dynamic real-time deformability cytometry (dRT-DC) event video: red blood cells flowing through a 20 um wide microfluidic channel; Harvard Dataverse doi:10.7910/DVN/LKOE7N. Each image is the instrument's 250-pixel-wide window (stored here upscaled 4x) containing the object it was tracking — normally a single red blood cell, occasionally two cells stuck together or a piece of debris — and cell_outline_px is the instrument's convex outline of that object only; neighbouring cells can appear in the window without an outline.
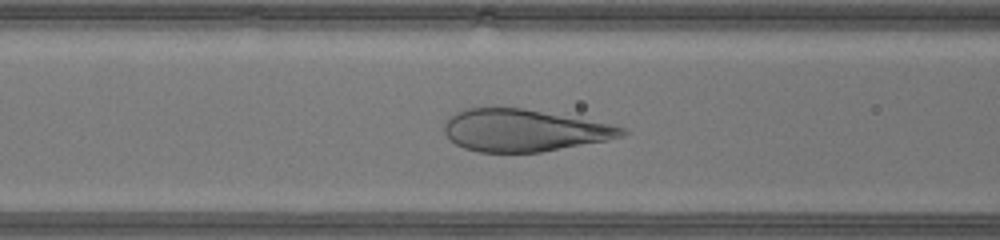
{"species": "human", "species_latin": "Homo sapiens", "temperature_condition": "warm", "stored_images_in_passage": 36, "camera_frame_rate_fps": 3000, "um_per_image_px": 0.085, "donor": {"sex": "male"}, "frame": {"image": 1, "passage_image": 17, "time_ms": 5.333, "image_size_px": [1000, 240], "cell_outline_px": [[628, 132], [624, 136], [608, 140], [540, 152], [480, 152], [464, 148], [456, 144], [444, 132], [444, 120], [448, 116], [460, 108], [524, 108], [608, 124], [624, 128]], "centroid_in_image_um": [44.47, 11.08], "position_along_channel_um": 122.1, "area_um2": 43.41}}
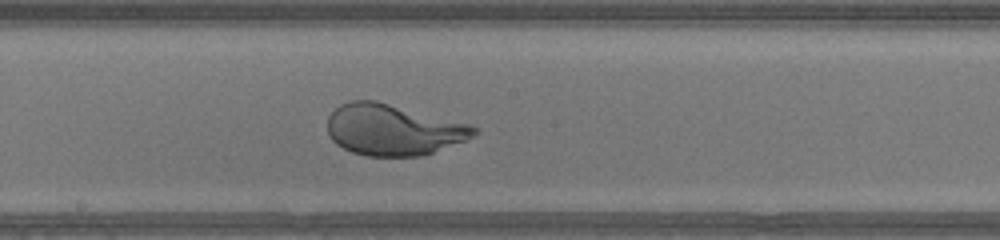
{"frame": {"image": 2, "passage_image": 23, "time_ms": 7.333, "image_size_px": [1000, 240], "cell_outline_px": [[480, 132], [464, 140], [432, 152], [420, 156], [368, 156], [352, 152], [336, 144], [332, 140], [328, 132], [328, 116], [340, 104], [352, 100], [376, 100], [468, 124], [480, 128]], "centroid_in_image_um": [33.39, 11.02], "position_along_channel_um": 214.8, "area_um2": 43.29}}
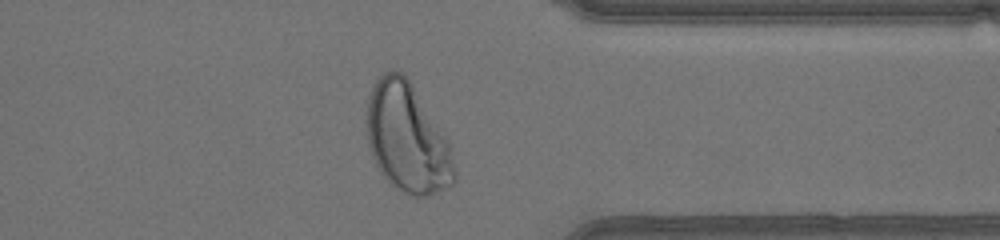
{"frame": {"image": 3, "passage_image": 34, "time_ms": 11.0, "image_size_px": [1000, 240], "cell_outline_px": [[456, 180], [452, 184], [428, 196], [412, 196], [404, 192], [392, 184], [380, 172], [372, 156], [368, 144], [368, 96], [372, 84], [384, 72], [396, 68], [408, 76], [448, 140], [456, 168]], "centroid_in_image_um": [34.63, 11.7], "position_along_channel_um": 376.8, "area_um2": 55.83}}